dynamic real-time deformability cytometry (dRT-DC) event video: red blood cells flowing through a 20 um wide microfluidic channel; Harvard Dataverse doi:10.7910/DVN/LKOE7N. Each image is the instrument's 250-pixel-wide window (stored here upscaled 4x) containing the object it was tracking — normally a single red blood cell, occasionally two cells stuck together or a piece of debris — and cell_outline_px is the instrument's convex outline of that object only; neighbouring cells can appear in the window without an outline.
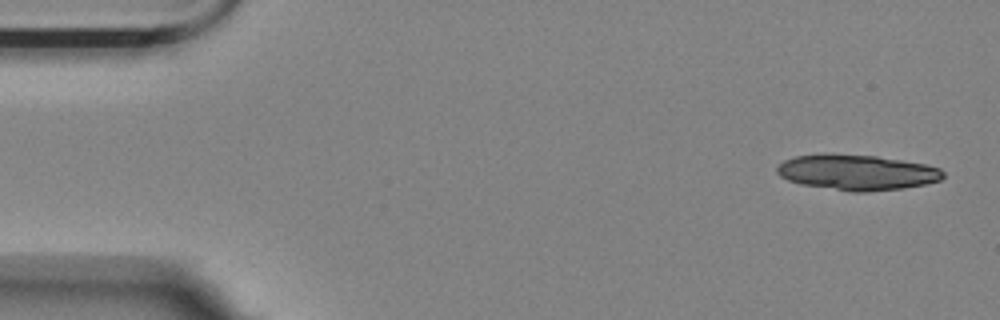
{"species": "Egyptian fruit bat (a non-hibernating species)", "species_latin": "Rousettus aegyptiacus", "temperature_condition": "room temperature", "stored_images_in_passage": 2, "camera_frame_rate_fps": 3000, "um_per_image_px": 0.085, "animal": {"sex": "female"}, "frame": {"image": 1, "passage_image": 1, "time_ms": 0.0, "image_size_px": [1000, 320], "cell_outline_px": [[944, 176], [940, 180], [924, 184], [904, 188], [868, 192], [852, 192], [800, 184], [788, 180], [780, 176], [776, 172], [776, 168], [784, 160], [796, 156], [824, 152], [828, 152], [876, 156], [924, 164], [940, 168], [944, 172]], "centroid_in_image_um": [72.8, 14.64], "position_along_channel_um": 12.2, "area_um2": 34.68}}